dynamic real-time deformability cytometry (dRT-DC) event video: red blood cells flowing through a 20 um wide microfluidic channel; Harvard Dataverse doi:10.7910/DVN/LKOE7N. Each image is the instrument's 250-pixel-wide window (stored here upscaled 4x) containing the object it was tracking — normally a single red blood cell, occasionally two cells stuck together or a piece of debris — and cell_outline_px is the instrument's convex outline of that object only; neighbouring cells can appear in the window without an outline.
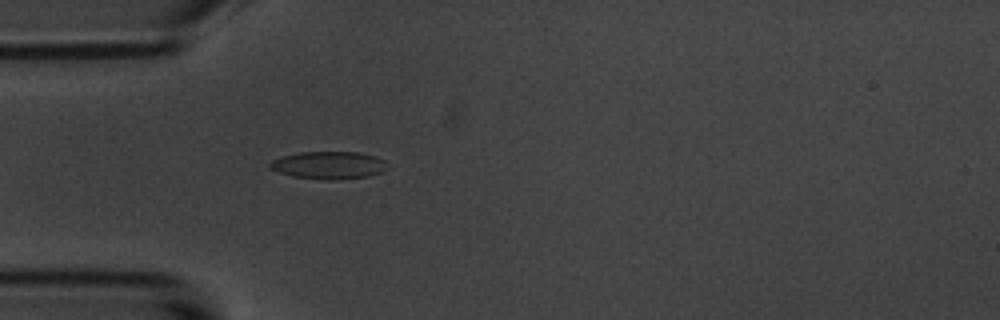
{"species": "common noctule bat (a hibernating species)", "species_latin": "Nyctalus noctula", "temperature_condition": "room temperature", "stored_images_in_passage": 49, "camera_frame_rate_fps": 3000, "um_per_image_px": 0.085, "animal": {"sex": "male", "body_mass_g": 20.1, "forearm_length_mm": 53.5}, "frame": {"image": 1, "passage_image": 9, "time_ms": 2.667, "image_size_px": [1000, 320], "cell_outline_px": [[388, 168], [380, 172], [368, 176], [336, 180], [328, 180], [292, 176], [280, 172], [272, 168], [268, 164], [272, 160], [280, 156], [300, 152], [360, 152], [376, 156], [384, 160]], "centroid_in_image_um": [27.96, 14.03], "position_along_channel_um": 57.0, "area_um2": 18.84}}
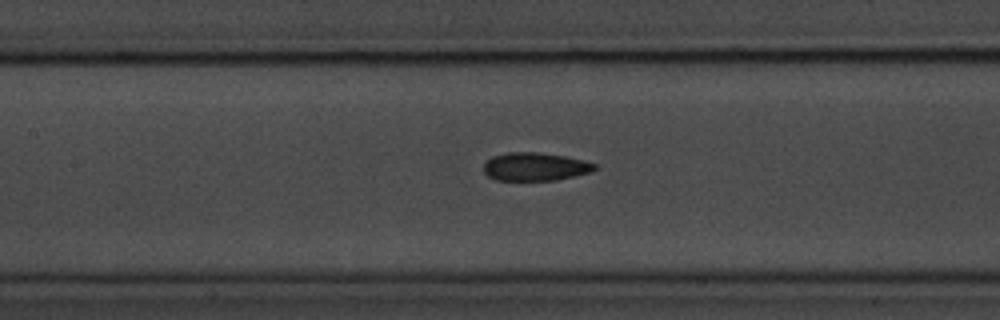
{"frame": {"image": 2, "passage_image": 18, "time_ms": 5.667, "image_size_px": [1000, 320], "cell_outline_px": [[596, 168], [588, 172], [556, 180], [496, 180], [488, 176], [484, 172], [484, 164], [492, 156], [508, 152], [540, 152], [564, 156], [584, 160], [596, 164]], "centroid_in_image_um": [45.45, 14.16], "position_along_channel_um": 161.9, "area_um2": 18.09}}
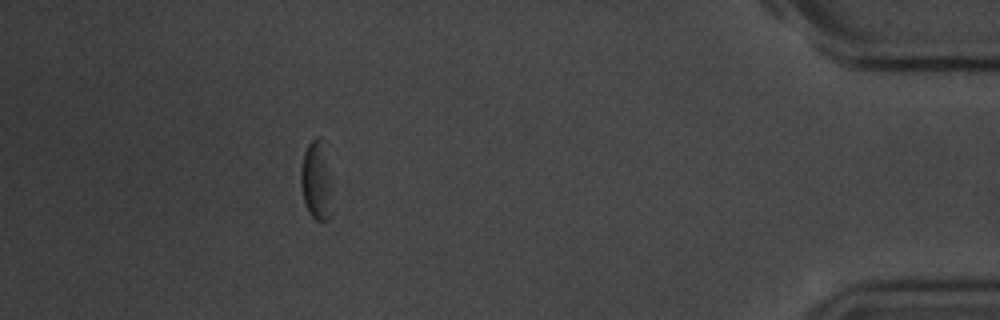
{"frame": {"image": 3, "passage_image": 43, "time_ms": 14.0, "image_size_px": [1000, 320], "cell_outline_px": [[332, 212], [328, 220], [316, 220], [308, 212], [304, 204], [300, 184], [300, 172], [304, 152], [308, 144], [316, 136], [320, 136], [328, 172]], "centroid_in_image_um": [26.84, 15.42], "position_along_channel_um": 408.4, "area_um2": 13.99}, "authors_computed_cell_mechanics": {"area_um2": 18.496, "velocity_mm_per_s": 3.606, "shape_relaxation_time_tau1_ms": 3.2947, "shape_relaxation_time_tau2_ms": 2.3349, "deformation_change_tau1": 0.1017, "deformation_change_tau2": 0.0881}}